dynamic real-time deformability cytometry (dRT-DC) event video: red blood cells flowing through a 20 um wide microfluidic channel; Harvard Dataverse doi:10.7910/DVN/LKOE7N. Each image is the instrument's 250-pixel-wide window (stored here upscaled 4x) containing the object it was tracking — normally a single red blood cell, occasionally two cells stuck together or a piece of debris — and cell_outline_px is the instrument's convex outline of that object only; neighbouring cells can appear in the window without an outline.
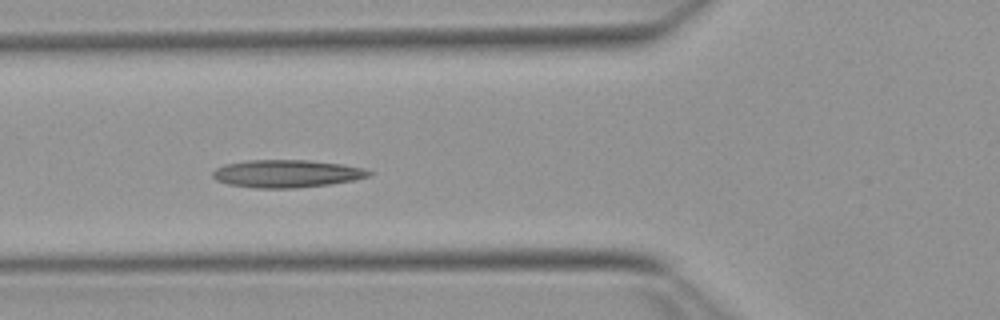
{"species": "Egyptian fruit bat (a non-hibernating species)", "species_latin": "Rousettus aegyptiacus", "temperature_condition": "warm", "stored_images_in_passage": 16, "camera_frame_rate_fps": 3000, "um_per_image_px": 0.085, "animal": {"sex": "female"}, "frame": {"image": 1, "passage_image": 7, "time_ms": 2.0, "image_size_px": [1000, 320], "cell_outline_px": [[372, 176], [356, 180], [332, 184], [296, 188], [256, 188], [228, 184], [216, 180], [212, 176], [212, 172], [216, 168], [224, 164], [248, 160], [308, 160], [340, 164], [364, 168], [372, 172]], "centroid_in_image_um": [24.39, 14.76], "position_along_channel_um": 101.4, "area_um2": 25.37}}
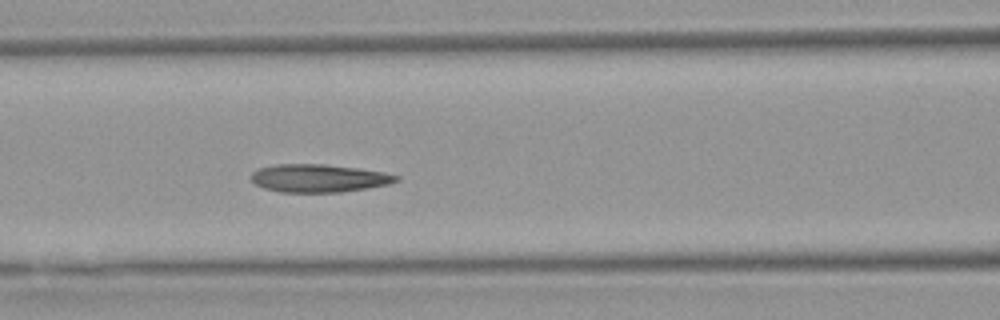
{"frame": {"image": 2, "passage_image": 10, "time_ms": 3.0, "image_size_px": [1000, 320], "cell_outline_px": [[400, 180], [388, 184], [368, 188], [340, 192], [280, 192], [264, 188], [256, 184], [252, 180], [252, 172], [256, 168], [276, 164], [324, 164], [356, 168], [384, 172], [400, 176]], "centroid_in_image_um": [27.09, 15.14], "position_along_channel_um": 139.5, "area_um2": 23.64}}
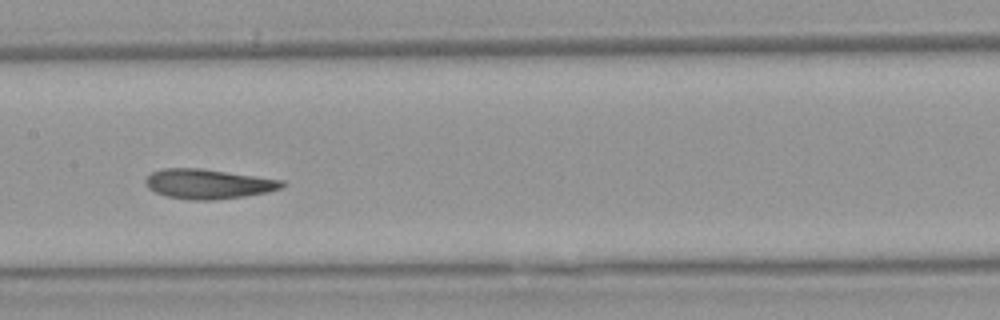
{"frame": {"image": 3, "passage_image": 14, "time_ms": 4.333, "image_size_px": [1000, 320], "cell_outline_px": [[284, 188], [268, 192], [244, 196], [216, 200], [188, 200], [164, 196], [148, 188], [144, 180], [152, 172], [160, 168], [200, 168], [284, 180]], "centroid_in_image_um": [17.69, 15.64], "position_along_channel_um": 189.7, "area_um2": 23.81}}